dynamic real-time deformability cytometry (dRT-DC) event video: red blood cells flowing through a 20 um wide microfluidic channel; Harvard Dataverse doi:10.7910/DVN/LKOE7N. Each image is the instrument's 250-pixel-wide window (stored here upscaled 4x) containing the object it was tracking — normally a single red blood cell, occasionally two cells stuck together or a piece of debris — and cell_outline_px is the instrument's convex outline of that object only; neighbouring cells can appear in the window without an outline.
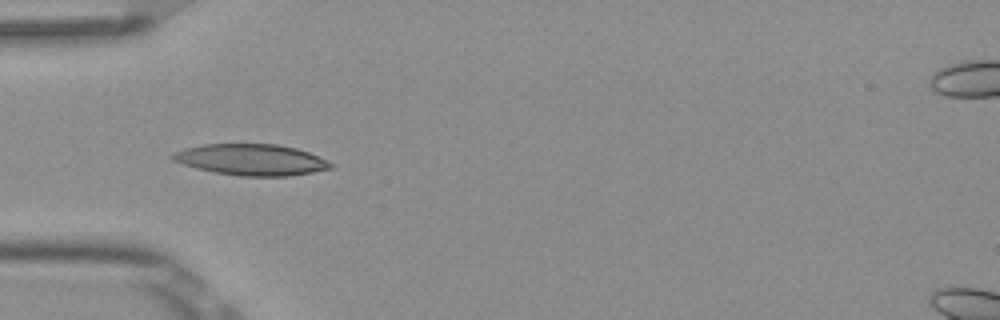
{"species": "Egyptian fruit bat (a non-hibernating species)", "species_latin": "Rousettus aegyptiacus", "temperature_condition": "room temperature", "stored_images_in_passage": 8, "camera_frame_rate_fps": 3000, "um_per_image_px": 0.085, "frame": {"image": 1, "passage_image": 5, "time_ms": 1.333, "image_size_px": [1000, 320], "cell_outline_px": [[332, 168], [312, 172], [288, 176], [240, 176], [216, 172], [196, 168], [172, 160], [168, 156], [172, 152], [184, 148], [204, 144], [276, 144], [296, 148], [308, 152], [328, 160], [332, 164]], "centroid_in_image_um": [21.33, 13.57], "position_along_channel_um": 63.7, "area_um2": 28.73}}
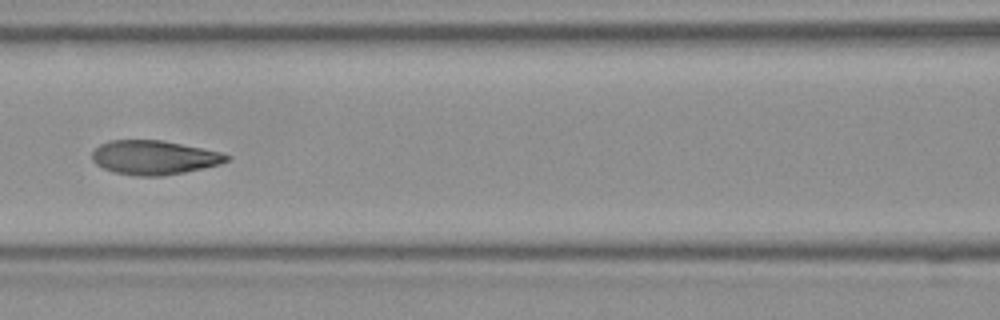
{"frame": {"image": 2, "passage_image": 7, "time_ms": 2.0, "image_size_px": [1000, 320], "cell_outline_px": [[232, 156], [228, 160], [220, 164], [204, 168], [184, 172], [160, 176], [136, 176], [112, 172], [96, 164], [92, 160], [92, 152], [100, 144], [108, 140], [160, 140], [220, 152]], "centroid_in_image_um": [13.07, 13.39], "position_along_channel_um": 153.5, "area_um2": 26.65}}
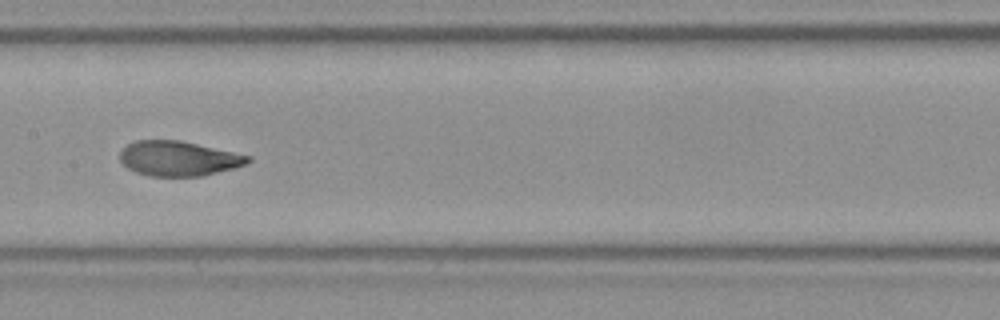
{"frame": {"image": 3, "passage_image": 8, "time_ms": 2.333, "image_size_px": [1000, 320], "cell_outline_px": [[252, 160], [248, 164], [236, 168], [200, 176], [152, 176], [136, 172], [128, 168], [120, 160], [120, 152], [128, 144], [136, 140], [180, 140], [252, 156]], "centroid_in_image_um": [15.22, 13.47], "position_along_channel_um": 192.2, "area_um2": 26.01}}